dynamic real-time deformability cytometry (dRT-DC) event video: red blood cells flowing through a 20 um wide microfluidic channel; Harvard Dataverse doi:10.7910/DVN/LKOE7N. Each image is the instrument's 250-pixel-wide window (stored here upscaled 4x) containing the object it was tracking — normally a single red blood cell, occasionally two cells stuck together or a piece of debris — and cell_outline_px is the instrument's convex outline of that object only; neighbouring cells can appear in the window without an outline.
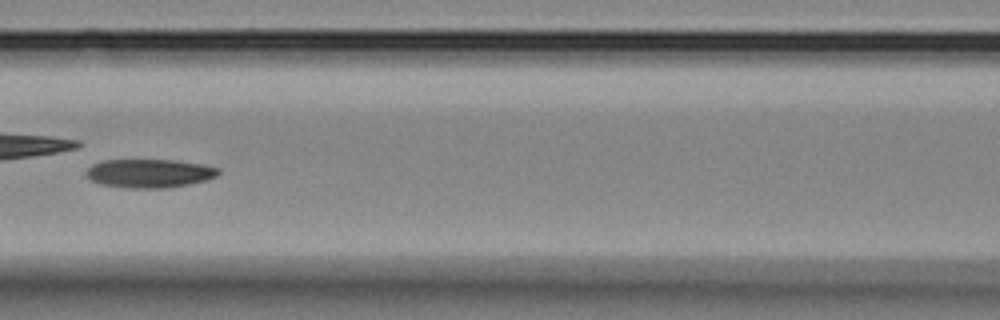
{"species": "Egyptian fruit bat (a non-hibernating species)", "species_latin": "Rousettus aegyptiacus", "temperature_condition": "room temperature", "stored_images_in_passage": 7, "camera_frame_rate_fps": 3000, "um_per_image_px": 0.085, "animal": {"sex": "female"}, "frame": {"image": 1, "passage_image": 7, "time_ms": 7.333, "image_size_px": [1000, 320], "cell_outline_px": [[220, 172], [216, 176], [204, 180], [188, 184], [168, 188], [124, 188], [100, 184], [92, 180], [84, 172], [92, 164], [104, 160], [172, 160], [204, 164], [220, 168]], "centroid_in_image_um": [12.69, 14.73], "position_along_channel_um": 153.9, "area_um2": 22.08}}